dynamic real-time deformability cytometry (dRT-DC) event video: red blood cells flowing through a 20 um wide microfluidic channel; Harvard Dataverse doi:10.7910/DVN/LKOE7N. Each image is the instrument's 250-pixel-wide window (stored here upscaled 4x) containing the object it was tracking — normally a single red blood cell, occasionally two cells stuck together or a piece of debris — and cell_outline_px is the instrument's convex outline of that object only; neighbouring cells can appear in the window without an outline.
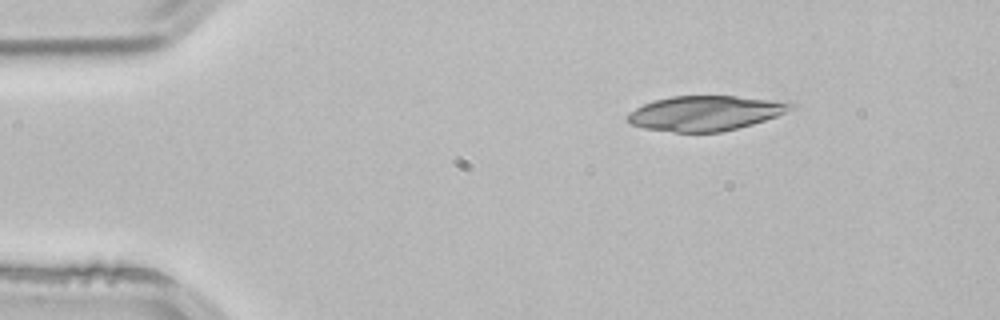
{"species": "common noctule bat (a hibernating species)", "species_latin": "Nyctalus noctula", "temperature_condition": "room temperature", "stored_images_in_passage": 4, "camera_frame_rate_fps": 3000, "um_per_image_px": 0.085, "animal": {"sex": "male", "body_mass_g": 21.5, "forearm_length_mm": 52.0}, "frame": {"image": 1, "passage_image": 4, "time_ms": 1.0, "image_size_px": [1000, 320], "cell_outline_px": [[796, 108], [776, 116], [752, 124], [720, 132], [676, 132], [644, 128], [632, 124], [628, 120], [628, 116], [636, 108], [644, 104], [656, 100], [672, 96], [736, 96], [792, 100], [796, 104]], "centroid_in_image_um": [60.09, 9.6], "position_along_channel_um": 24.9, "area_um2": 33.29}}